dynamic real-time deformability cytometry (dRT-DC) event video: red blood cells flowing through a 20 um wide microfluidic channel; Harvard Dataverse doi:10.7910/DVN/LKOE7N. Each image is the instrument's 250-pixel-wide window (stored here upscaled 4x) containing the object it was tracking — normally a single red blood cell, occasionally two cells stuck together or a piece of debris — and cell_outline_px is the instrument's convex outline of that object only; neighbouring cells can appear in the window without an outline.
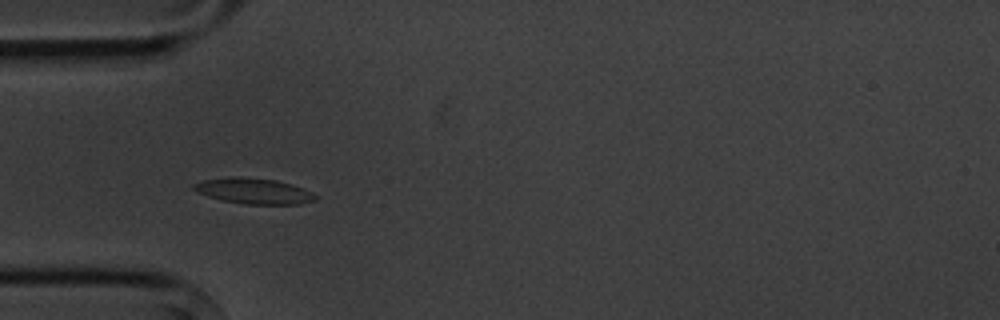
{"species": "common noctule bat (a hibernating species)", "species_latin": "Nyctalus noctula", "temperature_condition": "cold", "stored_images_in_passage": 10, "camera_frame_rate_fps": 3000, "um_per_image_px": 0.085, "animal": {"sex": "male", "body_mass_g": 20.1, "forearm_length_mm": 53.5}, "frame": {"image": 1, "passage_image": 4, "time_ms": 3.333, "image_size_px": [1000, 320], "cell_outline_px": [[320, 196], [316, 200], [300, 204], [244, 204], [220, 200], [196, 192], [192, 188], [192, 184], [204, 180], [232, 176], [240, 176], [276, 180], [312, 192]], "centroid_in_image_um": [21.54, 16.24], "position_along_channel_um": 63.5, "area_um2": 18.26}}
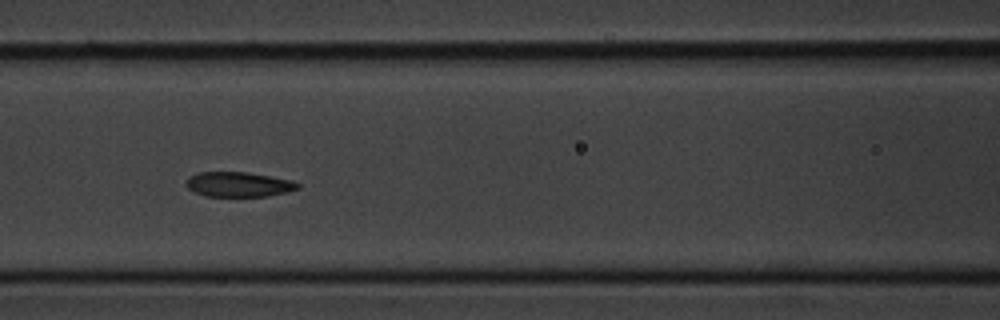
{"frame": {"image": 2, "passage_image": 6, "time_ms": 5.667, "image_size_px": [1000, 320], "cell_outline_px": [[300, 188], [288, 192], [268, 196], [204, 196], [188, 188], [188, 176], [200, 172], [248, 172], [292, 180], [300, 184]], "centroid_in_image_um": [20.33, 15.67], "position_along_channel_um": 146.3, "area_um2": 16.13}}
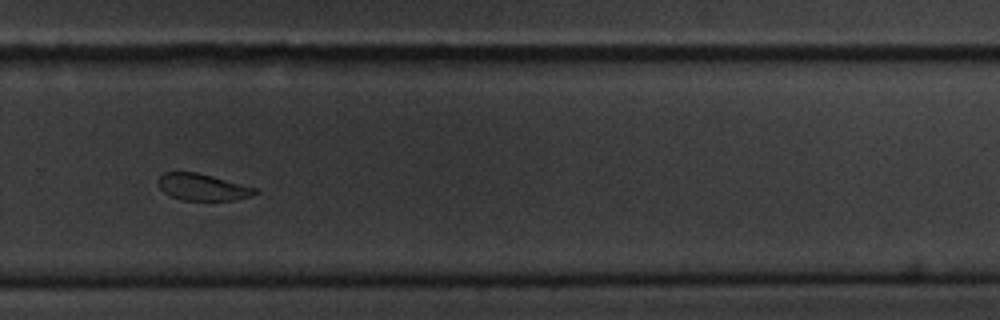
{"frame": {"image": 3, "passage_image": 10, "time_ms": 10.333, "image_size_px": [1000, 320], "cell_outline_px": [[260, 192], [252, 196], [232, 200], [180, 200], [164, 192], [160, 188], [160, 176], [164, 172], [196, 172], [212, 176], [256, 188]], "centroid_in_image_um": [17.25, 15.91], "position_along_channel_um": 312.6, "area_um2": 14.85}}